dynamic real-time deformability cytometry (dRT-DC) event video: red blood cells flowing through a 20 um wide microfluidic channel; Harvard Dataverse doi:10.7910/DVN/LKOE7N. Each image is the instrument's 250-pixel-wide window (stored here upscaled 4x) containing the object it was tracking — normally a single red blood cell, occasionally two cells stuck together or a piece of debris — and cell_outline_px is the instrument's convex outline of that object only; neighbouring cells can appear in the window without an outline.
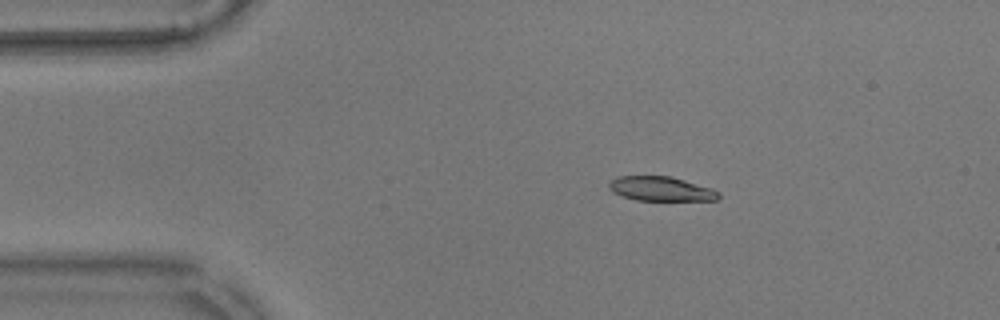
{"species": "common noctule bat (a hibernating species)", "species_latin": "Nyctalus noctula", "temperature_condition": "warm", "stored_images_in_passage": 47, "camera_frame_rate_fps": 3000, "um_per_image_px": 0.085, "animal": {"sex": "male", "body_mass_g": 17.9}, "frame": {"image": 1, "passage_image": 1, "time_ms": 0.0, "image_size_px": [1000, 320], "cell_outline_px": [[720, 196], [716, 200], [636, 200], [620, 196], [612, 192], [608, 188], [608, 184], [616, 176], [668, 176], [684, 180], [712, 188], [720, 192]], "centroid_in_image_um": [56.15, 16.05], "position_along_channel_um": 28.9, "area_um2": 15.61}}
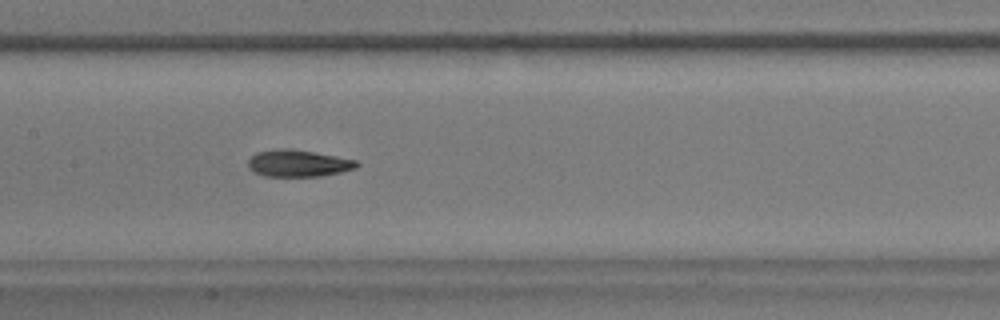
{"frame": {"image": 2, "passage_image": 18, "time_ms": 5.667, "image_size_px": [1000, 320], "cell_outline_px": [[360, 164], [356, 168], [340, 172], [320, 176], [264, 176], [248, 168], [248, 160], [256, 152], [280, 148], [288, 148], [336, 156], [356, 160]], "centroid_in_image_um": [25.34, 13.88], "position_along_channel_um": 182.1, "area_um2": 16.88}}
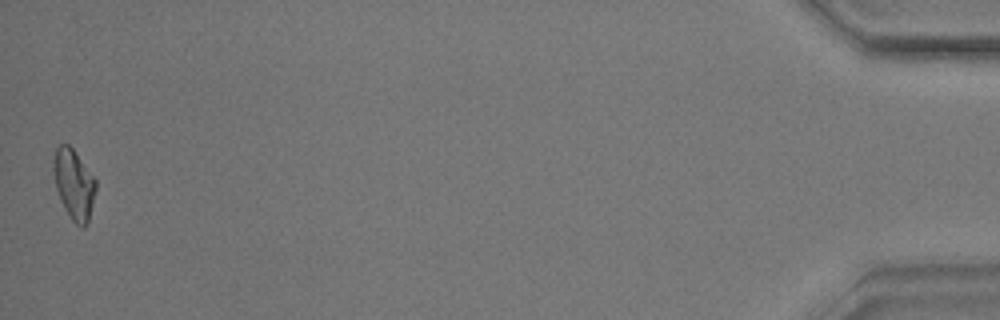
{"frame": {"image": 3, "passage_image": 47, "time_ms": 15.333, "image_size_px": [1000, 320], "cell_outline_px": [[96, 188], [88, 224], [84, 228], [80, 228], [72, 220], [64, 208], [60, 200], [56, 188], [52, 168], [52, 160], [56, 148], [60, 144], [68, 144], [72, 148], [96, 180]], "centroid_in_image_um": [6.26, 15.68], "position_along_channel_um": 428.9, "area_um2": 17.34}, "authors_computed_cell_mechanics": {"area_um2": 17.2244, "velocity_mm_per_s": 3.5578, "shape_relaxation_time_tau1_ms": 4.5668, "shape_relaxation_time_tau2_ms": 6.6948, "deformation_change_tau1": 0.1742, "deformation_change_tau2": 0.102}}